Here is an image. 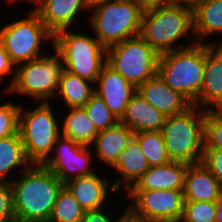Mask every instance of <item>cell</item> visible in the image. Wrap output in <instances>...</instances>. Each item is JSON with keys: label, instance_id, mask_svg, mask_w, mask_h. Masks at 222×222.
<instances>
[{"label": "cell", "instance_id": "6da1fadb", "mask_svg": "<svg viewBox=\"0 0 222 222\" xmlns=\"http://www.w3.org/2000/svg\"><path fill=\"white\" fill-rule=\"evenodd\" d=\"M139 35L159 54L195 45L193 10L177 0L144 10ZM188 36L191 37L190 40L193 38L191 42L180 43V40Z\"/></svg>", "mask_w": 222, "mask_h": 222}, {"label": "cell", "instance_id": "7a4b0ae2", "mask_svg": "<svg viewBox=\"0 0 222 222\" xmlns=\"http://www.w3.org/2000/svg\"><path fill=\"white\" fill-rule=\"evenodd\" d=\"M17 176L10 182L15 218L49 220L64 183L41 164H32Z\"/></svg>", "mask_w": 222, "mask_h": 222}, {"label": "cell", "instance_id": "3957f363", "mask_svg": "<svg viewBox=\"0 0 222 222\" xmlns=\"http://www.w3.org/2000/svg\"><path fill=\"white\" fill-rule=\"evenodd\" d=\"M205 69V44L160 54L159 76L173 90L185 96L194 106L200 107V89Z\"/></svg>", "mask_w": 222, "mask_h": 222}, {"label": "cell", "instance_id": "277c9868", "mask_svg": "<svg viewBox=\"0 0 222 222\" xmlns=\"http://www.w3.org/2000/svg\"><path fill=\"white\" fill-rule=\"evenodd\" d=\"M205 112V109L193 105L181 114L167 116L161 133L171 161L187 164L202 161Z\"/></svg>", "mask_w": 222, "mask_h": 222}, {"label": "cell", "instance_id": "5b68a950", "mask_svg": "<svg viewBox=\"0 0 222 222\" xmlns=\"http://www.w3.org/2000/svg\"><path fill=\"white\" fill-rule=\"evenodd\" d=\"M73 30L63 29L55 33L51 46L63 61L64 69L96 83L106 64V48L95 36Z\"/></svg>", "mask_w": 222, "mask_h": 222}, {"label": "cell", "instance_id": "8992f818", "mask_svg": "<svg viewBox=\"0 0 222 222\" xmlns=\"http://www.w3.org/2000/svg\"><path fill=\"white\" fill-rule=\"evenodd\" d=\"M90 11L89 28L105 48L140 34L144 10L134 0L101 3Z\"/></svg>", "mask_w": 222, "mask_h": 222}, {"label": "cell", "instance_id": "52a82bcc", "mask_svg": "<svg viewBox=\"0 0 222 222\" xmlns=\"http://www.w3.org/2000/svg\"><path fill=\"white\" fill-rule=\"evenodd\" d=\"M52 107L50 102H39L32 110H24V104H21L19 132L26 156L32 164H42L61 135L59 117L57 119Z\"/></svg>", "mask_w": 222, "mask_h": 222}, {"label": "cell", "instance_id": "ba28073f", "mask_svg": "<svg viewBox=\"0 0 222 222\" xmlns=\"http://www.w3.org/2000/svg\"><path fill=\"white\" fill-rule=\"evenodd\" d=\"M50 53L16 66V75L6 94L24 95L37 102H53L59 86L63 61L58 53Z\"/></svg>", "mask_w": 222, "mask_h": 222}, {"label": "cell", "instance_id": "9c48e42d", "mask_svg": "<svg viewBox=\"0 0 222 222\" xmlns=\"http://www.w3.org/2000/svg\"><path fill=\"white\" fill-rule=\"evenodd\" d=\"M159 56L140 35L106 48V63L136 88L157 74Z\"/></svg>", "mask_w": 222, "mask_h": 222}, {"label": "cell", "instance_id": "30bf717a", "mask_svg": "<svg viewBox=\"0 0 222 222\" xmlns=\"http://www.w3.org/2000/svg\"><path fill=\"white\" fill-rule=\"evenodd\" d=\"M26 15L27 18L4 24L0 29L4 48L16 66L46 55L41 46L46 41L53 43V34L41 21L39 14L32 9Z\"/></svg>", "mask_w": 222, "mask_h": 222}, {"label": "cell", "instance_id": "8fae6325", "mask_svg": "<svg viewBox=\"0 0 222 222\" xmlns=\"http://www.w3.org/2000/svg\"><path fill=\"white\" fill-rule=\"evenodd\" d=\"M126 205L130 222H179L184 205L183 190H128Z\"/></svg>", "mask_w": 222, "mask_h": 222}, {"label": "cell", "instance_id": "7c38bea8", "mask_svg": "<svg viewBox=\"0 0 222 222\" xmlns=\"http://www.w3.org/2000/svg\"><path fill=\"white\" fill-rule=\"evenodd\" d=\"M93 155L91 147L78 144L60 135L53 145L52 152L41 165L66 183L76 177L99 173L92 167Z\"/></svg>", "mask_w": 222, "mask_h": 222}, {"label": "cell", "instance_id": "4fadbf2b", "mask_svg": "<svg viewBox=\"0 0 222 222\" xmlns=\"http://www.w3.org/2000/svg\"><path fill=\"white\" fill-rule=\"evenodd\" d=\"M33 4L36 5L33 9L53 35L63 29H72L83 11H90L88 0H35Z\"/></svg>", "mask_w": 222, "mask_h": 222}, {"label": "cell", "instance_id": "5bb4252c", "mask_svg": "<svg viewBox=\"0 0 222 222\" xmlns=\"http://www.w3.org/2000/svg\"><path fill=\"white\" fill-rule=\"evenodd\" d=\"M200 108L222 110V44L205 43V69L200 89Z\"/></svg>", "mask_w": 222, "mask_h": 222}, {"label": "cell", "instance_id": "9a60e30c", "mask_svg": "<svg viewBox=\"0 0 222 222\" xmlns=\"http://www.w3.org/2000/svg\"><path fill=\"white\" fill-rule=\"evenodd\" d=\"M137 88L130 84L121 74L107 63L95 83V93L98 94L111 112L120 120L124 116L127 105Z\"/></svg>", "mask_w": 222, "mask_h": 222}, {"label": "cell", "instance_id": "2e32d148", "mask_svg": "<svg viewBox=\"0 0 222 222\" xmlns=\"http://www.w3.org/2000/svg\"><path fill=\"white\" fill-rule=\"evenodd\" d=\"M137 92L166 116L181 114L193 106L185 96L167 85L158 73L141 84Z\"/></svg>", "mask_w": 222, "mask_h": 222}, {"label": "cell", "instance_id": "e0dca14e", "mask_svg": "<svg viewBox=\"0 0 222 222\" xmlns=\"http://www.w3.org/2000/svg\"><path fill=\"white\" fill-rule=\"evenodd\" d=\"M104 178L95 172L68 180L64 185L85 211L97 210L107 206L110 192L117 191L108 178Z\"/></svg>", "mask_w": 222, "mask_h": 222}, {"label": "cell", "instance_id": "ac0fdd59", "mask_svg": "<svg viewBox=\"0 0 222 222\" xmlns=\"http://www.w3.org/2000/svg\"><path fill=\"white\" fill-rule=\"evenodd\" d=\"M133 136V131L121 121L106 130L99 131L90 146L96 153L94 158L113 168Z\"/></svg>", "mask_w": 222, "mask_h": 222}, {"label": "cell", "instance_id": "d6986e66", "mask_svg": "<svg viewBox=\"0 0 222 222\" xmlns=\"http://www.w3.org/2000/svg\"><path fill=\"white\" fill-rule=\"evenodd\" d=\"M222 186L202 163L189 164L184 178V201H217Z\"/></svg>", "mask_w": 222, "mask_h": 222}, {"label": "cell", "instance_id": "ffe728a7", "mask_svg": "<svg viewBox=\"0 0 222 222\" xmlns=\"http://www.w3.org/2000/svg\"><path fill=\"white\" fill-rule=\"evenodd\" d=\"M188 165L171 161L162 166L149 167L129 190H183Z\"/></svg>", "mask_w": 222, "mask_h": 222}, {"label": "cell", "instance_id": "44dd1931", "mask_svg": "<svg viewBox=\"0 0 222 222\" xmlns=\"http://www.w3.org/2000/svg\"><path fill=\"white\" fill-rule=\"evenodd\" d=\"M167 116L152 106L138 92L129 101L121 122L134 134L148 131H161Z\"/></svg>", "mask_w": 222, "mask_h": 222}, {"label": "cell", "instance_id": "7402d4cb", "mask_svg": "<svg viewBox=\"0 0 222 222\" xmlns=\"http://www.w3.org/2000/svg\"><path fill=\"white\" fill-rule=\"evenodd\" d=\"M149 167L147 157L142 152L139 143L132 138L122 151L118 163L112 168L123 177L113 181L114 188L117 192L122 188L127 192Z\"/></svg>", "mask_w": 222, "mask_h": 222}, {"label": "cell", "instance_id": "603a6c76", "mask_svg": "<svg viewBox=\"0 0 222 222\" xmlns=\"http://www.w3.org/2000/svg\"><path fill=\"white\" fill-rule=\"evenodd\" d=\"M31 165L26 156L20 132L10 137L0 138V182L10 183L15 178V175L12 177V172L19 170L21 173ZM16 168L19 169L16 170Z\"/></svg>", "mask_w": 222, "mask_h": 222}, {"label": "cell", "instance_id": "cb8c5ba5", "mask_svg": "<svg viewBox=\"0 0 222 222\" xmlns=\"http://www.w3.org/2000/svg\"><path fill=\"white\" fill-rule=\"evenodd\" d=\"M94 93V82L63 69L54 100H60L66 108L84 107Z\"/></svg>", "mask_w": 222, "mask_h": 222}, {"label": "cell", "instance_id": "d4e9b609", "mask_svg": "<svg viewBox=\"0 0 222 222\" xmlns=\"http://www.w3.org/2000/svg\"><path fill=\"white\" fill-rule=\"evenodd\" d=\"M193 29L197 43H208V36H222V0H211L193 9ZM202 40V41H201ZM217 41V44H222Z\"/></svg>", "mask_w": 222, "mask_h": 222}, {"label": "cell", "instance_id": "484cf974", "mask_svg": "<svg viewBox=\"0 0 222 222\" xmlns=\"http://www.w3.org/2000/svg\"><path fill=\"white\" fill-rule=\"evenodd\" d=\"M67 114L61 121V135L78 144L91 146L99 133L84 107L66 108Z\"/></svg>", "mask_w": 222, "mask_h": 222}, {"label": "cell", "instance_id": "4316f807", "mask_svg": "<svg viewBox=\"0 0 222 222\" xmlns=\"http://www.w3.org/2000/svg\"><path fill=\"white\" fill-rule=\"evenodd\" d=\"M142 152L147 157L150 167L162 166L171 162L161 131H148L134 134Z\"/></svg>", "mask_w": 222, "mask_h": 222}, {"label": "cell", "instance_id": "83f0119b", "mask_svg": "<svg viewBox=\"0 0 222 222\" xmlns=\"http://www.w3.org/2000/svg\"><path fill=\"white\" fill-rule=\"evenodd\" d=\"M84 214L85 210L63 185L57 194L49 222H81Z\"/></svg>", "mask_w": 222, "mask_h": 222}, {"label": "cell", "instance_id": "f1b7e54d", "mask_svg": "<svg viewBox=\"0 0 222 222\" xmlns=\"http://www.w3.org/2000/svg\"><path fill=\"white\" fill-rule=\"evenodd\" d=\"M84 108L98 131L106 130L120 121L96 93L91 96Z\"/></svg>", "mask_w": 222, "mask_h": 222}, {"label": "cell", "instance_id": "f546056e", "mask_svg": "<svg viewBox=\"0 0 222 222\" xmlns=\"http://www.w3.org/2000/svg\"><path fill=\"white\" fill-rule=\"evenodd\" d=\"M217 201H184L179 222H216Z\"/></svg>", "mask_w": 222, "mask_h": 222}, {"label": "cell", "instance_id": "4dcf8cb0", "mask_svg": "<svg viewBox=\"0 0 222 222\" xmlns=\"http://www.w3.org/2000/svg\"><path fill=\"white\" fill-rule=\"evenodd\" d=\"M204 149L222 150V110H206Z\"/></svg>", "mask_w": 222, "mask_h": 222}, {"label": "cell", "instance_id": "1f68e13d", "mask_svg": "<svg viewBox=\"0 0 222 222\" xmlns=\"http://www.w3.org/2000/svg\"><path fill=\"white\" fill-rule=\"evenodd\" d=\"M20 108V104L9 101L0 105V138L10 137L19 132Z\"/></svg>", "mask_w": 222, "mask_h": 222}, {"label": "cell", "instance_id": "d6a6232c", "mask_svg": "<svg viewBox=\"0 0 222 222\" xmlns=\"http://www.w3.org/2000/svg\"><path fill=\"white\" fill-rule=\"evenodd\" d=\"M15 219L13 193L8 182H0V222H12Z\"/></svg>", "mask_w": 222, "mask_h": 222}, {"label": "cell", "instance_id": "836d02e7", "mask_svg": "<svg viewBox=\"0 0 222 222\" xmlns=\"http://www.w3.org/2000/svg\"><path fill=\"white\" fill-rule=\"evenodd\" d=\"M222 186V150L204 149L201 161Z\"/></svg>", "mask_w": 222, "mask_h": 222}, {"label": "cell", "instance_id": "e575fe53", "mask_svg": "<svg viewBox=\"0 0 222 222\" xmlns=\"http://www.w3.org/2000/svg\"><path fill=\"white\" fill-rule=\"evenodd\" d=\"M16 75V65L12 62L9 54L4 48L3 41L0 38V83L6 77L10 78L8 87L5 88L4 93L12 86ZM5 77V78H4Z\"/></svg>", "mask_w": 222, "mask_h": 222}, {"label": "cell", "instance_id": "d590c367", "mask_svg": "<svg viewBox=\"0 0 222 222\" xmlns=\"http://www.w3.org/2000/svg\"><path fill=\"white\" fill-rule=\"evenodd\" d=\"M119 218L113 219L112 213L107 214L104 208L97 210L85 211L84 218L81 222H126L127 221V208L123 209Z\"/></svg>", "mask_w": 222, "mask_h": 222}, {"label": "cell", "instance_id": "8d00e7d4", "mask_svg": "<svg viewBox=\"0 0 222 222\" xmlns=\"http://www.w3.org/2000/svg\"><path fill=\"white\" fill-rule=\"evenodd\" d=\"M143 10L164 6L176 0H134Z\"/></svg>", "mask_w": 222, "mask_h": 222}, {"label": "cell", "instance_id": "74e56055", "mask_svg": "<svg viewBox=\"0 0 222 222\" xmlns=\"http://www.w3.org/2000/svg\"><path fill=\"white\" fill-rule=\"evenodd\" d=\"M178 2L184 4L186 7H188L189 9L193 10L195 9L197 6L209 2L211 0H177Z\"/></svg>", "mask_w": 222, "mask_h": 222}, {"label": "cell", "instance_id": "f35d334b", "mask_svg": "<svg viewBox=\"0 0 222 222\" xmlns=\"http://www.w3.org/2000/svg\"><path fill=\"white\" fill-rule=\"evenodd\" d=\"M116 1V0H88L90 9L105 2Z\"/></svg>", "mask_w": 222, "mask_h": 222}, {"label": "cell", "instance_id": "ab89813d", "mask_svg": "<svg viewBox=\"0 0 222 222\" xmlns=\"http://www.w3.org/2000/svg\"><path fill=\"white\" fill-rule=\"evenodd\" d=\"M12 222H49V220H28L23 218H15Z\"/></svg>", "mask_w": 222, "mask_h": 222}, {"label": "cell", "instance_id": "60d3db41", "mask_svg": "<svg viewBox=\"0 0 222 222\" xmlns=\"http://www.w3.org/2000/svg\"><path fill=\"white\" fill-rule=\"evenodd\" d=\"M216 222H222V208L216 210Z\"/></svg>", "mask_w": 222, "mask_h": 222}, {"label": "cell", "instance_id": "b9f144b4", "mask_svg": "<svg viewBox=\"0 0 222 222\" xmlns=\"http://www.w3.org/2000/svg\"><path fill=\"white\" fill-rule=\"evenodd\" d=\"M217 208H222V188L220 192V198L217 200Z\"/></svg>", "mask_w": 222, "mask_h": 222}, {"label": "cell", "instance_id": "7bdbcfd3", "mask_svg": "<svg viewBox=\"0 0 222 222\" xmlns=\"http://www.w3.org/2000/svg\"><path fill=\"white\" fill-rule=\"evenodd\" d=\"M6 1H7V3H9V4H12V3H13V5L16 4L18 1H19V2H21V1H22V2H24V1L27 2V1H28V2L30 3V0H21V1H20V0H6ZM15 2H16V3H15Z\"/></svg>", "mask_w": 222, "mask_h": 222}]
</instances>
